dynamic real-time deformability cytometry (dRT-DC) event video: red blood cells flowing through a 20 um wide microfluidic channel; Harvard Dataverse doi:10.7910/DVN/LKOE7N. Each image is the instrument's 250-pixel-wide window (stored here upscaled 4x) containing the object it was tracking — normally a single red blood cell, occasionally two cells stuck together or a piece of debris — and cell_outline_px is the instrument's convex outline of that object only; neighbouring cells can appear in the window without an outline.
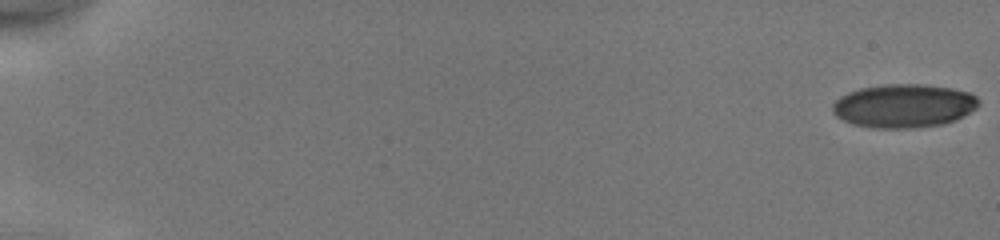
{"species": "human", "species_latin": "Homo sapiens", "temperature_condition": "cold", "stored_images_in_passage": 51, "camera_frame_rate_fps": 3000, "um_per_image_px": 0.085, "donor": {"sex": "male"}, "frame": {"image": 1, "passage_image": 1, "time_ms": 0.0, "image_size_px": [1000, 240], "cell_outline_px": [[980, 104], [976, 108], [956, 120], [944, 124], [912, 128], [876, 128], [852, 124], [836, 116], [832, 112], [832, 104], [840, 96], [848, 92], [860, 88], [884, 84], [920, 84], [952, 88], [968, 92], [976, 96], [980, 100]], "centroid_in_image_um": [76.82, 8.99], "position_along_channel_um": 8.2, "area_um2": 37.22}}
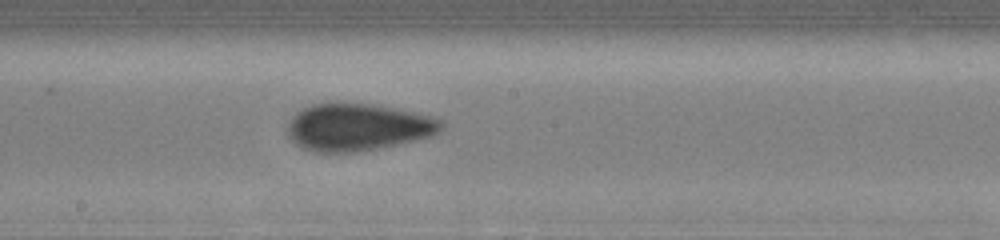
{"frame": {"image": 2, "passage_image": 30, "time_ms": 9.667, "image_size_px": [1000, 240], "cell_outline_px": [[444, 128], [440, 132], [432, 136], [416, 140], [376, 148], [352, 152], [312, 152], [296, 144], [288, 136], [288, 124], [292, 116], [296, 112], [312, 104], [332, 100], [372, 104], [416, 112], [432, 116], [444, 120]], "centroid_in_image_um": [30.42, 10.77], "position_along_channel_um": 217.8, "area_um2": 43.0}}
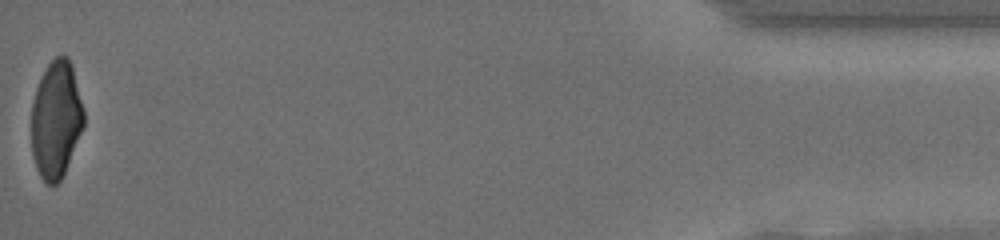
{"frame": {"image": 3, "passage_image": 51, "time_ms": 16.667, "image_size_px": [1000, 240], "cell_outline_px": [[84, 128], [64, 172], [60, 180], [56, 184], [48, 184], [40, 176], [36, 168], [32, 156], [32, 104], [36, 88], [40, 76], [48, 64], [56, 56], [68, 56], [72, 68], [84, 108]], "centroid_in_image_um": [4.77, 10.16], "position_along_channel_um": 430.4, "area_um2": 35.78}, "authors_computed_cell_mechanics": {"area_um2": 39.2462, "velocity_mm_per_s": 4.1906, "shape_relaxation_time_tau1_ms": 9.5043, "shape_relaxation_time_tau2_ms": 1.1945, "deformation_change_tau1": 0.1833, "deformation_change_tau2": 0.0616}}